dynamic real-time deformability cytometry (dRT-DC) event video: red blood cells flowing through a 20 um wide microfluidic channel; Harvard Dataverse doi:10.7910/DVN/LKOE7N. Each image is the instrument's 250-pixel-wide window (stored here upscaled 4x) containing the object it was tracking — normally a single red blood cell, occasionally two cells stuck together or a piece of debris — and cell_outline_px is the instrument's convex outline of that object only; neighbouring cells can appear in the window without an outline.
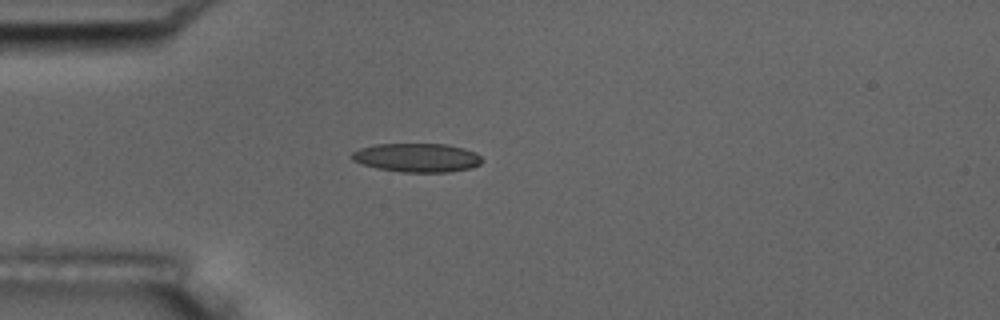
{"species": "common noctule bat (a hibernating species)", "species_latin": "Nyctalus noctula", "temperature_condition": "room temperature", "stored_images_in_passage": 1, "camera_frame_rate_fps": 3000, "um_per_image_px": 0.085, "animal": {"sex": "male", "body_mass_g": 17.5, "forearm_length_mm": 52.3}, "frame": {"image": 1, "passage_image": 1, "time_ms": 0.0, "image_size_px": [1000, 320], "cell_outline_px": [[484, 160], [480, 164], [472, 168], [448, 172], [400, 172], [376, 168], [352, 160], [348, 156], [352, 152], [360, 148], [376, 144], [448, 144], [464, 148], [476, 152]], "centroid_in_image_um": [35.46, 13.4], "position_along_channel_um": 49.5, "area_um2": 22.08}}